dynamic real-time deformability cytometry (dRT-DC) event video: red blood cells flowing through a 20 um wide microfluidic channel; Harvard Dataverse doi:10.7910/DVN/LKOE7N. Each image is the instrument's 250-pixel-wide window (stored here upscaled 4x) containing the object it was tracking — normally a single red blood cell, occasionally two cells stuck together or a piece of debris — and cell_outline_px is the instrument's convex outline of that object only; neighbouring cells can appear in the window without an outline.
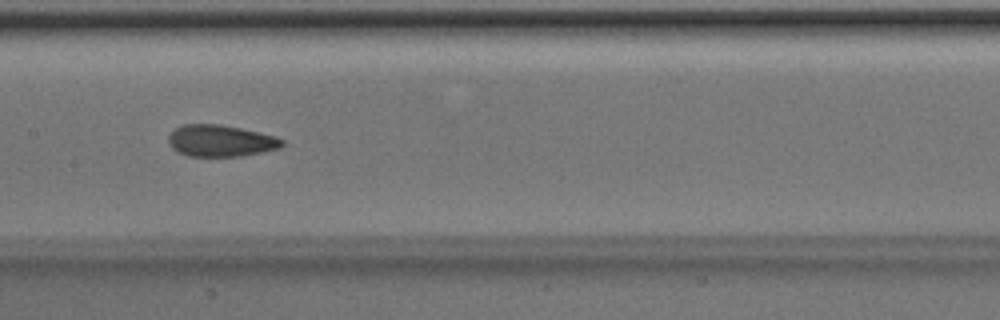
{"species": "Egyptian fruit bat (a non-hibernating species)", "species_latin": "Rousettus aegyptiacus", "temperature_condition": "room temperature", "stored_images_in_passage": 42, "camera_frame_rate_fps": 3000, "um_per_image_px": 0.085, "animal": {"sex": "male"}, "frame": {"image": 1, "passage_image": 24, "time_ms": 7.667, "image_size_px": [1000, 320], "cell_outline_px": [[284, 144], [280, 148], [264, 152], [240, 156], [188, 156], [176, 152], [168, 144], [168, 136], [176, 128], [184, 124], [220, 124], [240, 128], [276, 136], [284, 140]], "centroid_in_image_um": [18.75, 11.97], "position_along_channel_um": 188.6, "area_um2": 21.1}}
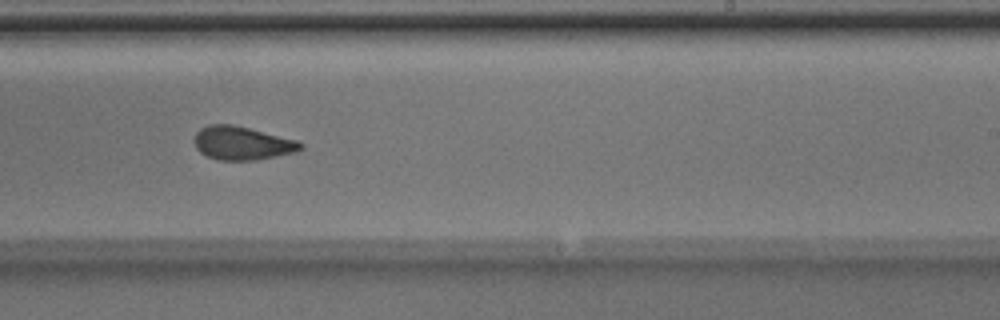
{"frame": {"image": 2, "passage_image": 30, "time_ms": 9.667, "image_size_px": [1000, 320], "cell_outline_px": [[304, 148], [296, 152], [256, 160], [216, 160], [200, 152], [196, 148], [192, 140], [196, 132], [200, 128], [208, 124], [232, 124], [296, 140], [304, 144]], "centroid_in_image_um": [20.54, 12.17], "position_along_channel_um": 268.5, "area_um2": 20.81}}
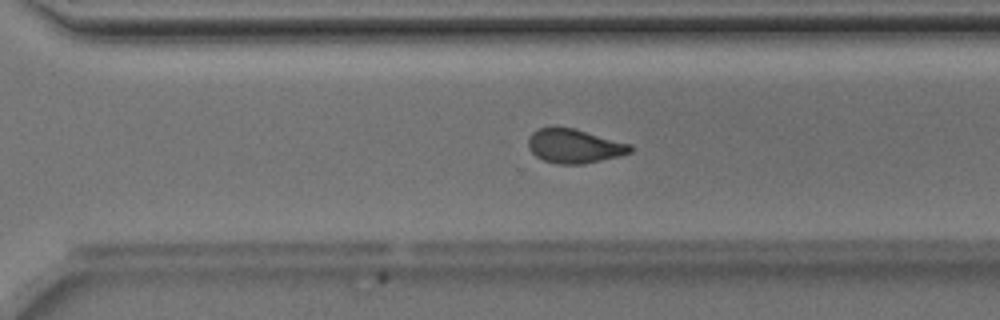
{"frame": {"image": 3, "passage_image": 34, "time_ms": 11.0, "image_size_px": [1000, 320], "cell_outline_px": [[632, 152], [620, 156], [584, 164], [556, 164], [544, 160], [536, 156], [528, 148], [528, 136], [536, 128], [552, 124], [572, 128], [632, 144]], "centroid_in_image_um": [48.77, 12.39], "position_along_channel_um": 321.8, "area_um2": 20.75}, "authors_computed_cell_mechanics": {"area_um2": 21.386, "velocity_mm_per_s": 4.0158, "shape_relaxation_time_tau1_ms": 4.9742, "shape_relaxation_time_tau2_ms": 1.367, "deformation_change_tau1": 0.1507, "deformation_change_tau2": 0.0657}}